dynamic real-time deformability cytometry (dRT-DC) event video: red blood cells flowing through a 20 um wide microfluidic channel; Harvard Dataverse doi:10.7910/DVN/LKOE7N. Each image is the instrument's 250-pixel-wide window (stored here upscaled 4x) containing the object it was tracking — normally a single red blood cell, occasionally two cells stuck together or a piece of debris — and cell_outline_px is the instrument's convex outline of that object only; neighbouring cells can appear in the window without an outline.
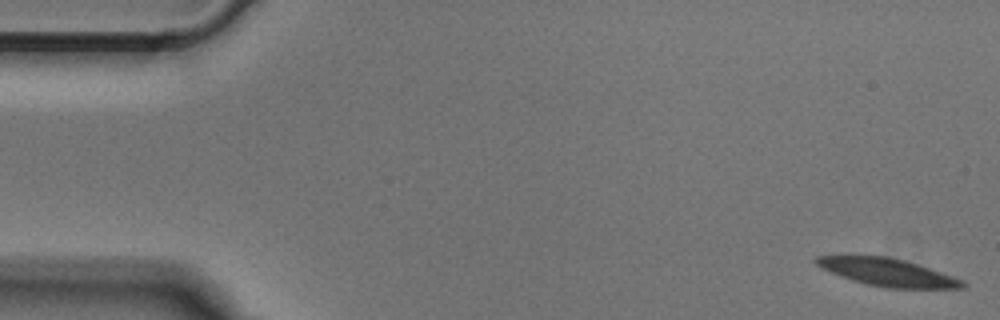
{"species": "Egyptian fruit bat (a non-hibernating species)", "species_latin": "Rousettus aegyptiacus", "temperature_condition": "cold", "stored_images_in_passage": 50, "camera_frame_rate_fps": 3000, "um_per_image_px": 0.085, "animal": {"sex": "male"}, "frame": {"image": 1, "passage_image": 1, "time_ms": 0.0, "image_size_px": [1000, 320], "cell_outline_px": [[968, 288], [888, 288], [868, 284], [852, 280], [840, 276], [816, 264], [812, 260], [816, 256], [848, 252], [884, 256], [904, 260], [964, 280], [968, 284]], "centroid_in_image_um": [75.35, 23.09], "position_along_channel_um": 9.7, "area_um2": 24.16}}
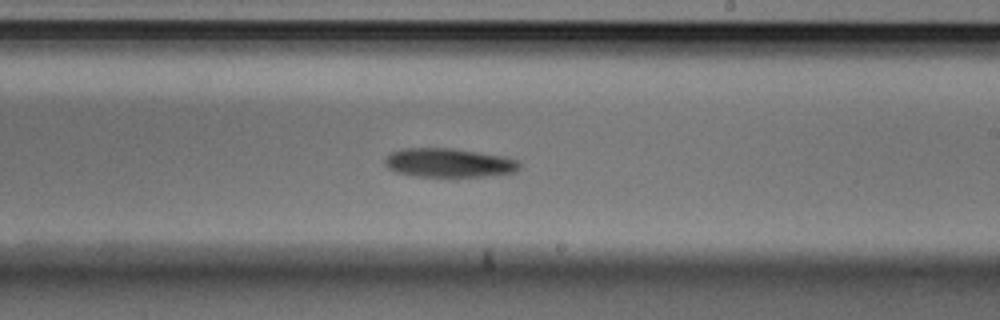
{"frame": {"image": 2, "passage_image": 29, "time_ms": 9.333, "image_size_px": [1000, 320], "cell_outline_px": [[520, 168], [516, 172], [492, 176], [416, 176], [396, 172], [388, 168], [384, 164], [384, 160], [392, 152], [404, 148], [452, 148], [480, 152], [504, 156], [520, 160]], "centroid_in_image_um": [38.21, 13.83], "position_along_channel_um": 250.8, "area_um2": 22.83}}
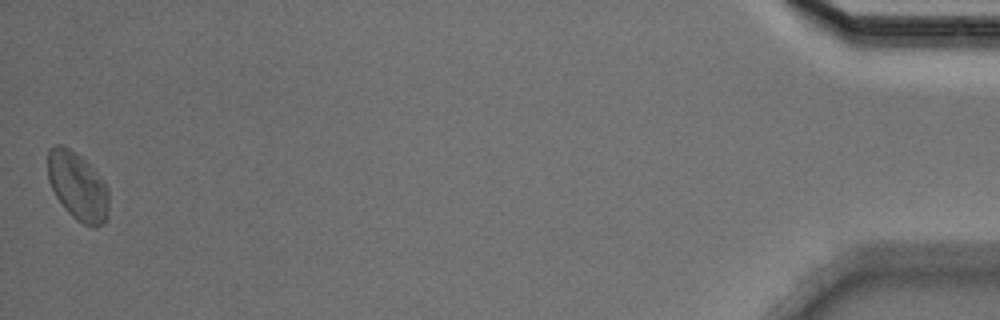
{"frame": {"image": 3, "passage_image": 50, "time_ms": 16.333, "image_size_px": [1000, 320], "cell_outline_px": [[108, 216], [104, 224], [96, 228], [92, 228], [76, 220], [64, 208], [56, 196], [48, 180], [48, 148], [56, 144], [60, 144], [76, 152], [100, 176], [108, 188]], "centroid_in_image_um": [6.61, 15.85], "position_along_channel_um": 428.6, "area_um2": 24.33}}